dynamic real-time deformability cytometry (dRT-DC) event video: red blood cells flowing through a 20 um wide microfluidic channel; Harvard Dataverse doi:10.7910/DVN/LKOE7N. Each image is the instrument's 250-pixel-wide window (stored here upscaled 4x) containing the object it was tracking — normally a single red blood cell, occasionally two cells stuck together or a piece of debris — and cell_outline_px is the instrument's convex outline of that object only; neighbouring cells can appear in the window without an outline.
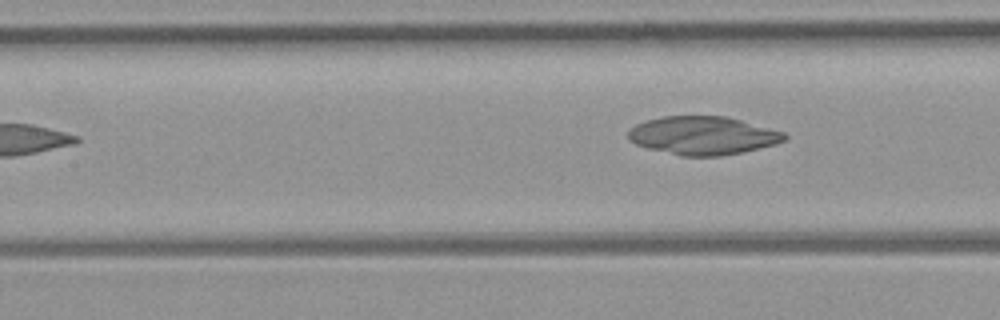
{"species": "common noctule bat (a hibernating species)", "species_latin": "Nyctalus noctula", "temperature_condition": "room temperature", "stored_images_in_passage": 5, "camera_frame_rate_fps": 3000, "um_per_image_px": 0.085, "animal": {"sex": "female", "body_mass_g": 21.9}, "frame": {"image": 1, "passage_image": 5, "time_ms": 4.667, "image_size_px": [1000, 320], "cell_outline_px": [[788, 136], [784, 140], [776, 144], [744, 152], [720, 156], [680, 156], [648, 148], [636, 144], [628, 140], [628, 132], [636, 124], [644, 120], [664, 116], [724, 116], [740, 120], [784, 132]], "centroid_in_image_um": [59.73, 11.52], "position_along_channel_um": 147.7, "area_um2": 34.85}}